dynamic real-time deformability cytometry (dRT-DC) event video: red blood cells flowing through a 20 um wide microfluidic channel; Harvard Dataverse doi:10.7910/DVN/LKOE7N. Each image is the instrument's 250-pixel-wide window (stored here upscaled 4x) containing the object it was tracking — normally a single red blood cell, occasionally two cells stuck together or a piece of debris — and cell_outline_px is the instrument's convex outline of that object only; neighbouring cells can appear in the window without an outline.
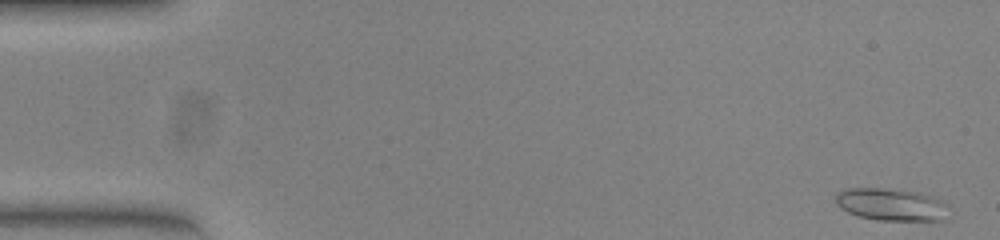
{"species": "common noctule bat (a hibernating species)", "species_latin": "Nyctalus noctula", "temperature_condition": "warm", "stored_images_in_passage": 12, "camera_frame_rate_fps": 3000, "um_per_image_px": 0.085, "animal": {"sex": "female", "body_mass_g": 23.0, "forearm_length_mm": 53.4}, "frame": {"image": 1, "passage_image": 1, "time_ms": 0.0, "image_size_px": [1000, 240], "cell_outline_px": [[948, 220], [876, 220], [856, 216], [840, 208], [836, 204], [836, 192], [844, 188], [880, 188], [920, 192], [932, 196], [948, 204]], "centroid_in_image_um": [75.76, 17.39], "position_along_channel_um": 9.2, "area_um2": 21.68}}